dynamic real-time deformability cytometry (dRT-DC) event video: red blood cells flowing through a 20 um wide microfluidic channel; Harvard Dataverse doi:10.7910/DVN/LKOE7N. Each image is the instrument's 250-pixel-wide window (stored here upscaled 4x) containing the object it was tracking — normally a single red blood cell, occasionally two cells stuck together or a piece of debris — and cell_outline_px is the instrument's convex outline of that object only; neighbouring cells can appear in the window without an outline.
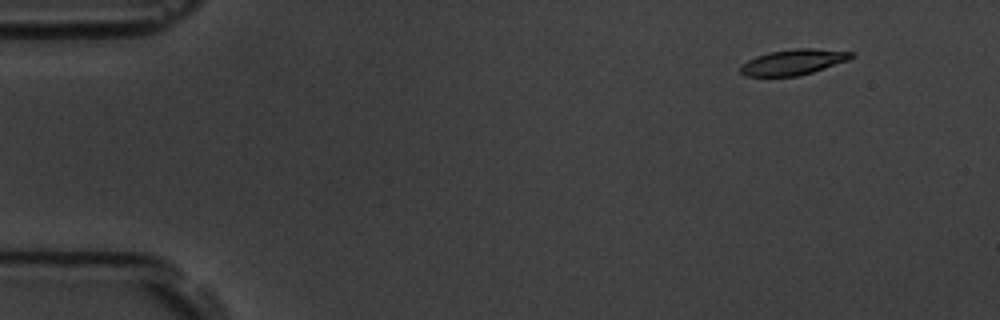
{"species": "common noctule bat (a hibernating species)", "species_latin": "Nyctalus noctula", "temperature_condition": "room temperature", "stored_images_in_passage": 5, "camera_frame_rate_fps": 3000, "um_per_image_px": 0.085, "animal": {"sex": "male", "body_mass_g": 19.5, "forearm_length_mm": 54.6}, "frame": {"image": 1, "passage_image": 2, "time_ms": 1.0, "image_size_px": [1000, 320], "cell_outline_px": [[852, 56], [848, 60], [800, 76], [744, 76], [740, 72], [740, 64], [756, 56], [768, 52], [792, 48], [812, 48], [852, 52]], "centroid_in_image_um": [67.37, 5.27], "position_along_channel_um": 17.6, "area_um2": 16.47}}
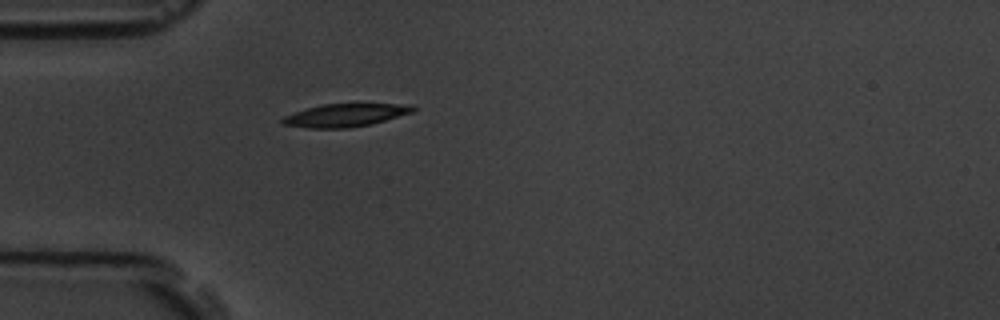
{"frame": {"image": 2, "passage_image": 5, "time_ms": 4.667, "image_size_px": [1000, 320], "cell_outline_px": [[416, 108], [412, 112], [384, 120], [368, 124], [348, 128], [308, 128], [284, 124], [280, 120], [284, 116], [308, 108], [324, 104], [412, 104]], "centroid_in_image_um": [29.35, 9.79], "position_along_channel_um": 55.7, "area_um2": 17.05}}